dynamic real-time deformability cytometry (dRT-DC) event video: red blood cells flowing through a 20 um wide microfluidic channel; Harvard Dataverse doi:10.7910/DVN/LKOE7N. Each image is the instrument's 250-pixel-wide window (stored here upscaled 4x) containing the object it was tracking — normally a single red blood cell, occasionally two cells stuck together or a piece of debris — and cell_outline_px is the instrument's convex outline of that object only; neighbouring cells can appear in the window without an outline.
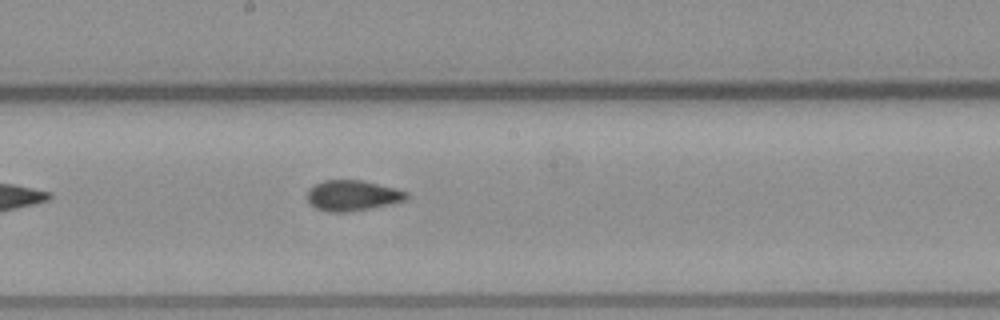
{"species": "common noctule bat (a hibernating species)", "species_latin": "Nyctalus noctula", "temperature_condition": "warm", "stored_images_in_passage": 8, "camera_frame_rate_fps": 3000, "um_per_image_px": 0.085, "animal": {"sex": "male", "body_mass_g": 23.1, "forearm_length_mm": 52.7}, "frame": {"image": 1, "passage_image": 8, "time_ms": 9.333, "image_size_px": [1000, 320], "cell_outline_px": [[408, 196], [404, 200], [392, 204], [348, 212], [328, 212], [316, 208], [308, 200], [308, 188], [324, 180], [360, 180], [396, 188], [408, 192]], "centroid_in_image_um": [29.97, 16.62], "position_along_channel_um": 218.2, "area_um2": 17.57}}